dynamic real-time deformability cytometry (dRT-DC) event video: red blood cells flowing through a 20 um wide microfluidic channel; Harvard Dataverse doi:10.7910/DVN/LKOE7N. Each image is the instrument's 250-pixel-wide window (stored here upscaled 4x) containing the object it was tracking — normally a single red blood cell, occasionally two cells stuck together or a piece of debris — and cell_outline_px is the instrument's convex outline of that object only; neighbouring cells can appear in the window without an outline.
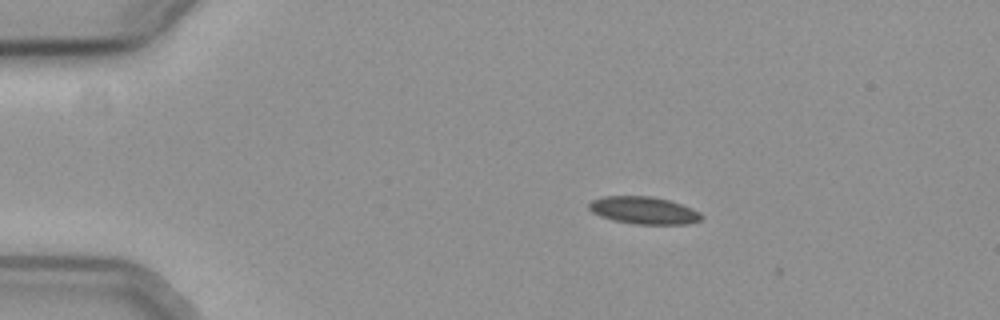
{"species": "common noctule bat (a hibernating species)", "species_latin": "Nyctalus noctula", "temperature_condition": "cold", "stored_images_in_passage": 6, "camera_frame_rate_fps": 3000, "um_per_image_px": 0.085, "animal": {"sex": "female", "body_mass_g": 19.3, "forearm_length_mm": 54.1}, "frame": {"image": 1, "passage_image": 3, "time_ms": 0.667, "image_size_px": [1000, 320], "cell_outline_px": [[704, 216], [700, 220], [688, 224], [636, 224], [616, 220], [600, 216], [592, 212], [588, 208], [588, 204], [592, 200], [604, 196], [652, 196], [668, 200], [692, 208], [700, 212]], "centroid_in_image_um": [54.73, 17.88], "position_along_channel_um": 30.3, "area_um2": 17.86}}